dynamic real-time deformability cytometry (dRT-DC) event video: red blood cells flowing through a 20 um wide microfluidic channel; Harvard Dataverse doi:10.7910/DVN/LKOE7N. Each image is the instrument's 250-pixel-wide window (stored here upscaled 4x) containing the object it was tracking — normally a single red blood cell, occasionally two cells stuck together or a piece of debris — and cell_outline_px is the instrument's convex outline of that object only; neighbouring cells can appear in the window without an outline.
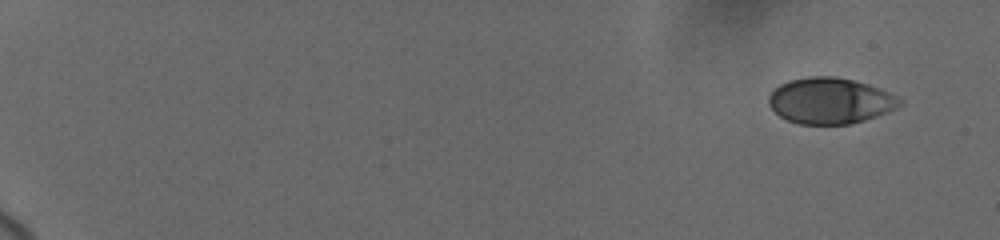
{"species": "human", "species_latin": "Homo sapiens", "temperature_condition": "cold", "stored_images_in_passage": 7, "camera_frame_rate_fps": 3000, "um_per_image_px": 0.085, "donor": {"sex": "female"}, "frame": {"image": 1, "passage_image": 1, "time_ms": 0.0, "image_size_px": [1000, 240], "cell_outline_px": [[904, 104], [888, 112], [852, 124], [800, 124], [788, 120], [780, 116], [768, 104], [768, 96], [780, 84], [788, 80], [808, 76], [836, 76], [868, 84], [888, 92], [904, 100]], "centroid_in_image_um": [70.58, 8.56], "position_along_channel_um": 14.4, "area_um2": 35.2}}
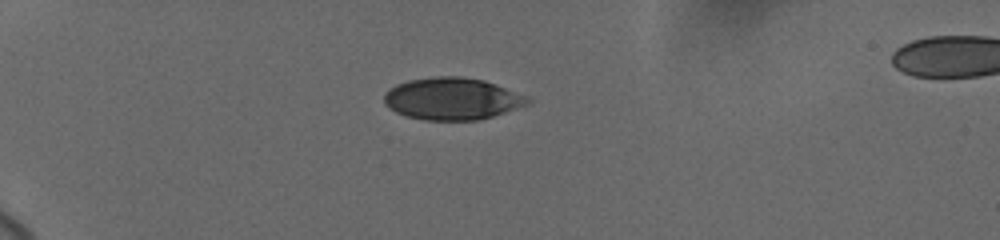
{"frame": {"image": 2, "passage_image": 5, "time_ms": 4.667, "image_size_px": [1000, 240], "cell_outline_px": [[532, 100], [528, 104], [480, 120], [424, 120], [404, 116], [388, 108], [384, 104], [384, 96], [396, 84], [408, 80], [432, 76], [460, 76], [484, 80], [496, 84], [528, 96]], "centroid_in_image_um": [38.43, 8.39], "position_along_channel_um": 46.6, "area_um2": 35.32}}
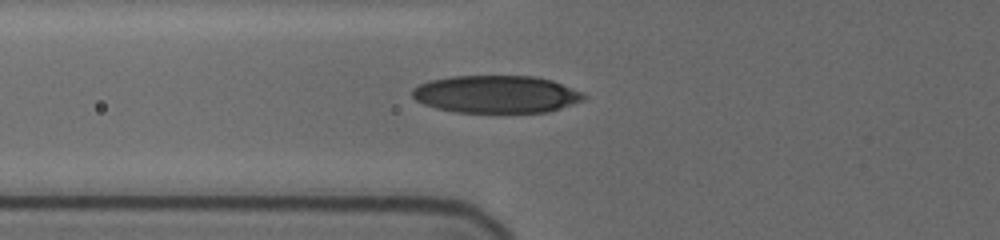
{"frame": {"image": 3, "passage_image": 7, "time_ms": 7.0, "image_size_px": [1000, 240], "cell_outline_px": [[588, 96], [584, 100], [548, 112], [456, 112], [436, 108], [424, 104], [416, 100], [412, 96], [412, 88], [428, 80], [452, 76], [532, 76], [552, 80], [584, 92]], "centroid_in_image_um": [42.19, 8.0], "position_along_channel_um": 83.6, "area_um2": 37.63}}